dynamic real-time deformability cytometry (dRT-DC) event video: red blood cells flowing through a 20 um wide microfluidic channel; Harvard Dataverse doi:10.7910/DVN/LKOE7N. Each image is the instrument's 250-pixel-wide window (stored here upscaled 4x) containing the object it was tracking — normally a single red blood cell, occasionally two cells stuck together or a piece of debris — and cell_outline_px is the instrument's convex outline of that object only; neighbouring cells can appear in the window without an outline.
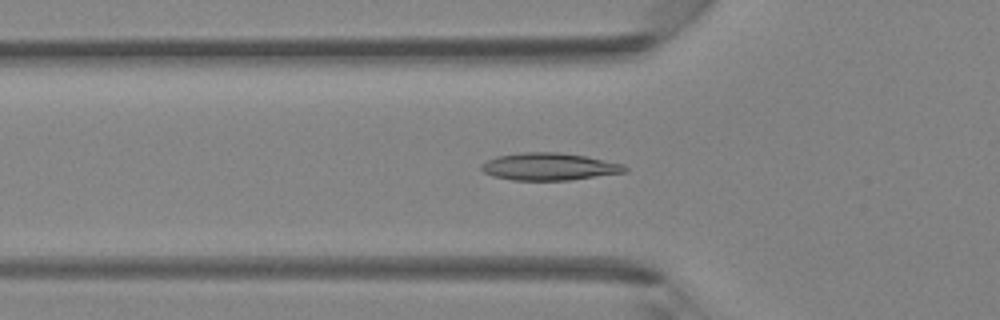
{"species": "Egyptian fruit bat (a non-hibernating species)", "species_latin": "Rousettus aegyptiacus", "temperature_condition": "room temperature", "stored_images_in_passage": 37, "camera_frame_rate_fps": 3000, "um_per_image_px": 0.085, "animal": {"sex": "female"}, "frame": {"image": 1, "passage_image": 9, "time_ms": 2.667, "image_size_px": [1000, 320], "cell_outline_px": [[628, 172], [568, 180], [512, 180], [492, 176], [484, 172], [480, 168], [480, 164], [496, 156], [520, 152], [560, 152], [584, 156], [624, 164], [628, 168]], "centroid_in_image_um": [46.67, 14.16], "position_along_channel_um": 79.1, "area_um2": 22.95}}
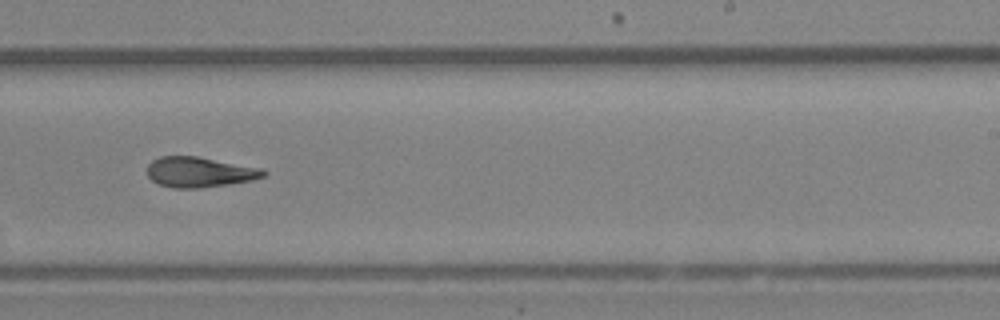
{"frame": {"image": 2, "passage_image": 21, "time_ms": 6.667, "image_size_px": [1000, 320], "cell_outline_px": [[268, 172], [264, 176], [252, 180], [228, 184], [200, 188], [172, 188], [160, 184], [152, 180], [148, 176], [148, 164], [152, 160], [160, 156], [196, 156], [264, 168]], "centroid_in_image_um": [16.98, 14.62], "position_along_channel_um": 272.0, "area_um2": 20.58}}
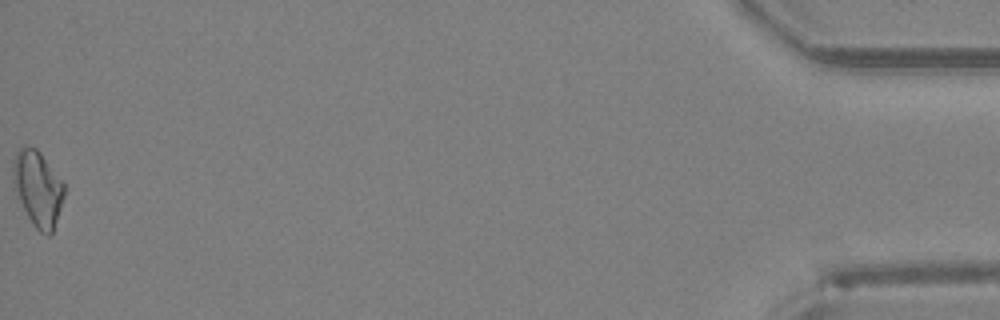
{"frame": {"image": 3, "passage_image": 37, "time_ms": 12.0, "image_size_px": [1000, 320], "cell_outline_px": [[64, 196], [52, 232], [48, 236], [40, 232], [32, 224], [20, 200], [16, 188], [12, 172], [12, 160], [16, 152], [20, 148], [36, 148], [40, 152], [64, 184]], "centroid_in_image_um": [3.22, 16.02], "position_along_channel_um": 432.0, "area_um2": 21.79}}